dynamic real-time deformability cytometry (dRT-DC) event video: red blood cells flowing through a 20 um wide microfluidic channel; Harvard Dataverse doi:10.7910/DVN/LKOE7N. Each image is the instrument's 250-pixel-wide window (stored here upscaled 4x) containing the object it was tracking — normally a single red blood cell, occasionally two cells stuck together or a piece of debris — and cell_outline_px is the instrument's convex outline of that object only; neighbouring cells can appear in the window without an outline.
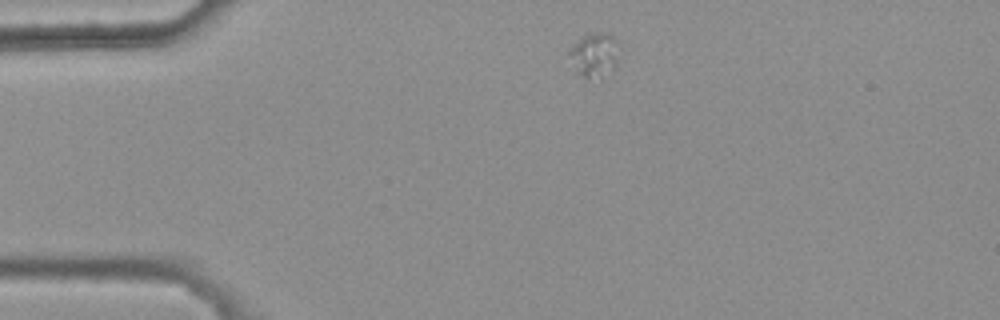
{"species": "common noctule bat (a hibernating species)", "species_latin": "Nyctalus noctula", "temperature_condition": "warm", "stored_images_in_passage": 3, "camera_frame_rate_fps": 3000, "um_per_image_px": 0.085, "animal": {"sex": "female", "body_mass_g": 25.1}, "frame": {"image": 1, "passage_image": 1, "time_ms": 0.0, "image_size_px": [1000, 320], "cell_outline_px": [[620, 40], [616, 64], [612, 68], [600, 76], [588, 80], [576, 72], [568, 52], [572, 44], [584, 36], [596, 32], [608, 32]], "centroid_in_image_um": [50.54, 4.62], "position_along_channel_um": 34.5, "area_um2": 12.89}}